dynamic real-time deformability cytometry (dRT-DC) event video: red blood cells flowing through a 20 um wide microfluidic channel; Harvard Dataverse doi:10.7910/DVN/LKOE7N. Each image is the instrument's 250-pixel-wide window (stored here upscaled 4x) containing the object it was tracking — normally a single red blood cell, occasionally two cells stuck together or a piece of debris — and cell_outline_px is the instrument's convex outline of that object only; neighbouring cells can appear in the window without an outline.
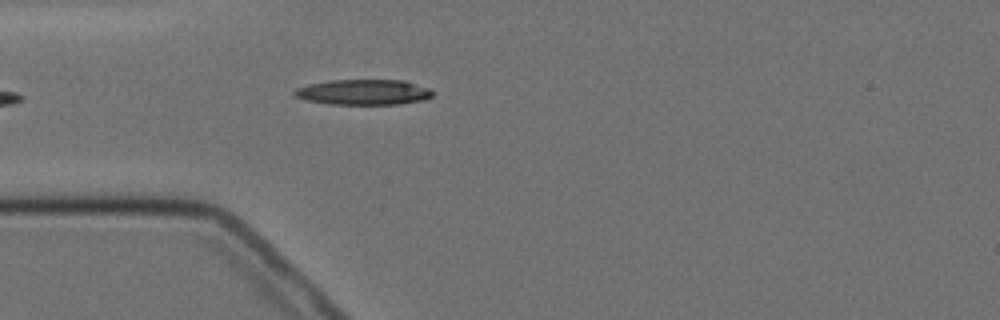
{"species": "Egyptian fruit bat (a non-hibernating species)", "species_latin": "Rousettus aegyptiacus", "temperature_condition": "cold", "stored_images_in_passage": 5, "segment_of_instrument_passage": [2, 2], "camera_frame_rate_fps": 3000, "um_per_image_px": 0.085, "animal": {"sex": "female"}, "frame": {"image": 1, "passage_image": 5, "time_ms": 4.667, "image_size_px": [1000, 320], "cell_outline_px": [[432, 96], [424, 100], [400, 104], [328, 104], [304, 100], [292, 96], [292, 92], [296, 88], [308, 84], [328, 80], [404, 80], [432, 88]], "centroid_in_image_um": [30.87, 7.83], "position_along_channel_um": 54.1, "area_um2": 20.81}}